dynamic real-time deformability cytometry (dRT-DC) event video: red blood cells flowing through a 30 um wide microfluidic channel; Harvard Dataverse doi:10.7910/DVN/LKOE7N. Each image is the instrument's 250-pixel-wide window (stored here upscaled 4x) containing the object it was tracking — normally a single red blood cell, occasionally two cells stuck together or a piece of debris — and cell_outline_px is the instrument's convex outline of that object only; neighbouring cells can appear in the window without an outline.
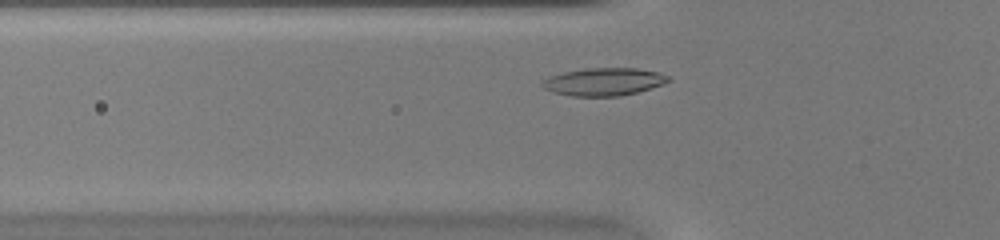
{"species": "common noctule bat (a hibernating species)", "species_latin": "Nyctalus noctula", "temperature_condition": "warm", "stored_images_in_passage": 31, "camera_frame_rate_fps": 3000, "um_per_image_px": 0.085, "animal": {"sex": "female", "body_mass_g": 20.0, "forearm_length_mm": 54.0}, "frame": {"image": 1, "passage_image": 5, "time_ms": 1.333, "image_size_px": [1000, 240], "cell_outline_px": [[672, 80], [664, 84], [636, 92], [620, 96], [572, 96], [552, 92], [544, 88], [540, 84], [548, 76], [564, 72], [584, 68], [636, 68], [660, 72], [668, 76]], "centroid_in_image_um": [51.33, 6.94], "position_along_channel_um": 74.5, "area_um2": 20.46}}
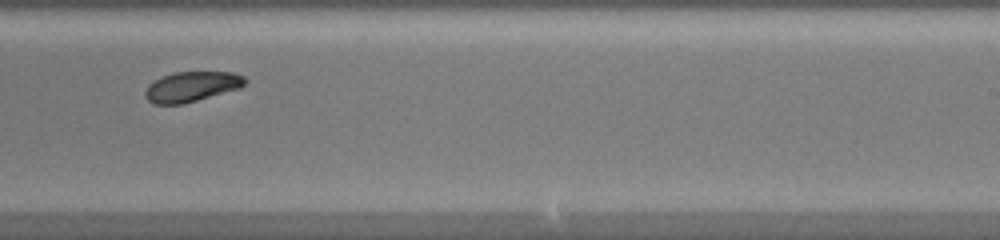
{"frame": {"image": 2, "passage_image": 19, "time_ms": 6.0, "image_size_px": [1000, 240], "cell_outline_px": [[248, 80], [240, 88], [196, 100], [180, 104], [152, 104], [144, 96], [144, 92], [148, 84], [160, 76], [172, 72], [232, 72], [244, 76]], "centroid_in_image_um": [16.25, 7.35], "position_along_channel_um": 272.8, "area_um2": 17.57}}
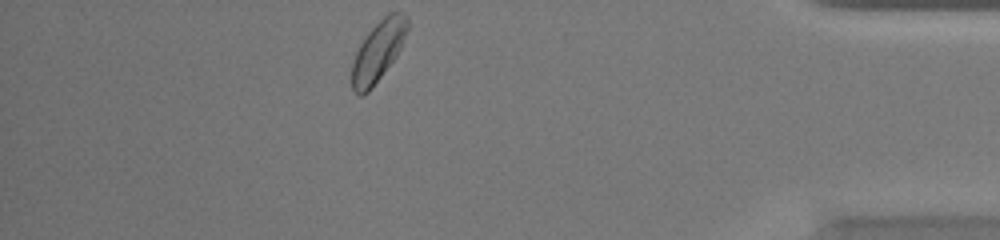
{"frame": {"image": 3, "passage_image": 31, "time_ms": 10.0, "image_size_px": [1000, 240], "cell_outline_px": [[408, 28], [400, 48], [396, 56], [368, 92], [360, 96], [352, 88], [352, 64], [356, 52], [360, 44], [368, 32], [388, 12], [400, 12], [408, 20]], "centroid_in_image_um": [32.13, 4.34], "position_along_channel_um": 403.1, "area_um2": 19.02}, "authors_computed_cell_mechanics": {"area_um2": 18.3226, "velocity_mm_per_s": 4.2582, "shape_relaxation_time_tau1_ms": 1.7157, "shape_relaxation_time_tau2_ms": null, "deformation_change_tau1": 0.0929, "deformation_change_tau2": null}}